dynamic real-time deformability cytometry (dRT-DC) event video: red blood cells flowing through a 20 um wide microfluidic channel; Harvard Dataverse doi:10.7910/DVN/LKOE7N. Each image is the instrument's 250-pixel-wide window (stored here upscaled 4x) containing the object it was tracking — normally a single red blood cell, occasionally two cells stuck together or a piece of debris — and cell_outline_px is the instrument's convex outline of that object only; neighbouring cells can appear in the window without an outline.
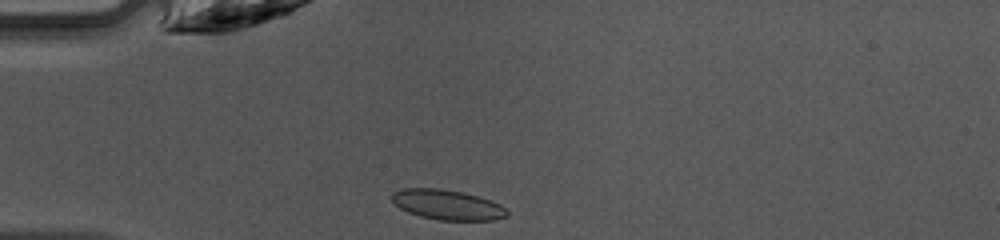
{"species": "common noctule bat (a hibernating species)", "species_latin": "Nyctalus noctula", "temperature_condition": "warm", "stored_images_in_passage": 35, "camera_frame_rate_fps": 3000, "um_per_image_px": 0.085, "animal": {"sex": "female", "body_mass_g": 10.0, "forearm_length_mm": 53.1}, "frame": {"image": 1, "passage_image": 1, "time_ms": 0.0, "image_size_px": [1000, 240], "cell_outline_px": [[508, 216], [496, 220], [440, 220], [420, 216], [408, 212], [400, 208], [392, 200], [392, 192], [404, 188], [440, 188], [464, 192], [500, 204], [508, 212]], "centroid_in_image_um": [38.02, 17.4], "position_along_channel_um": 47.0, "area_um2": 20.06}}
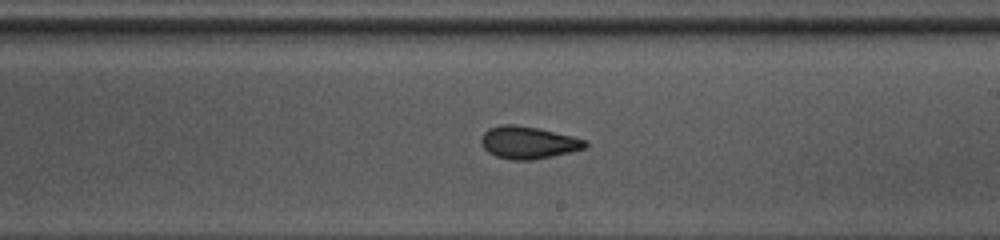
{"frame": {"image": 2, "passage_image": 16, "time_ms": 5.0, "image_size_px": [1000, 240], "cell_outline_px": [[588, 144], [584, 148], [552, 156], [532, 160], [512, 160], [496, 156], [488, 152], [484, 148], [480, 140], [484, 132], [488, 128], [500, 124], [516, 124], [540, 128], [588, 140]], "centroid_in_image_um": [44.88, 12.1], "position_along_channel_um": 244.1, "area_um2": 19.71}}
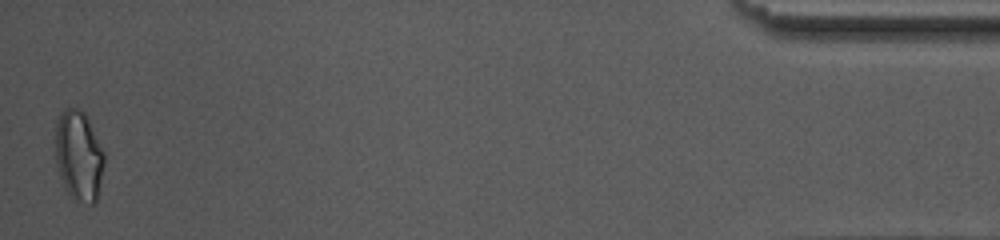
{"frame": {"image": 3, "passage_image": 35, "time_ms": 11.333, "image_size_px": [1000, 240], "cell_outline_px": [[104, 164], [96, 204], [88, 204], [72, 200], [64, 188], [56, 164], [56, 124], [60, 112], [64, 108], [80, 108], [84, 112], [104, 152]], "centroid_in_image_um": [6.69, 13.27], "position_along_channel_um": 428.5, "area_um2": 25.84}, "authors_computed_cell_mechanics": {"area_um2": 19.7676, "velocity_mm_per_s": 4.2451, "shape_relaxation_time_tau1_ms": 5.3277, "shape_relaxation_time_tau2_ms": 1.4332, "deformation_change_tau1": 0.1411, "deformation_change_tau2": 0.071}}